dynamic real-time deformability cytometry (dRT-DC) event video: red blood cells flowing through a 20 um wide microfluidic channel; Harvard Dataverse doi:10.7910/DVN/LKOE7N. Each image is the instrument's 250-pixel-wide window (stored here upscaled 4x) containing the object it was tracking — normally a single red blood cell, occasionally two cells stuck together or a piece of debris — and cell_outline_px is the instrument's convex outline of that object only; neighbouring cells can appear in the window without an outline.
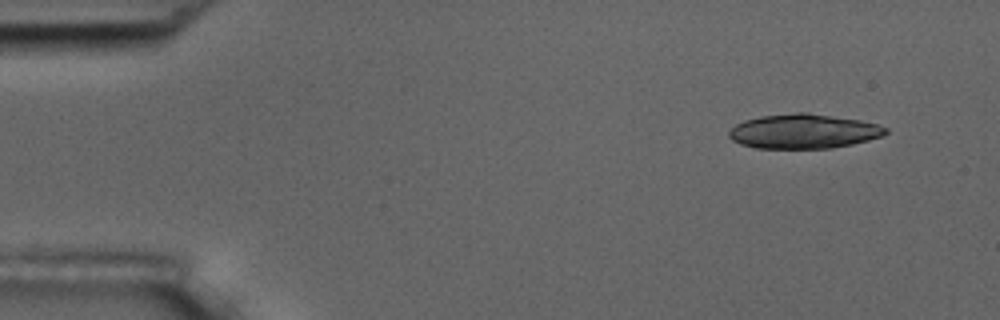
{"species": "common noctule bat (a hibernating species)", "species_latin": "Nyctalus noctula", "temperature_condition": "room temperature", "stored_images_in_passage": 5, "camera_frame_rate_fps": 3000, "um_per_image_px": 0.085, "animal": {"sex": "male", "body_mass_g": 17.5, "forearm_length_mm": 52.3}, "frame": {"image": 1, "passage_image": 1, "time_ms": 0.0, "image_size_px": [1000, 320], "cell_outline_px": [[888, 132], [880, 136], [868, 140], [852, 144], [832, 148], [756, 148], [740, 144], [732, 140], [728, 136], [728, 132], [736, 124], [744, 120], [760, 116], [796, 112], [808, 112], [860, 120], [876, 124], [888, 128]], "centroid_in_image_um": [68.28, 11.15], "position_along_channel_um": 16.7, "area_um2": 31.5}}
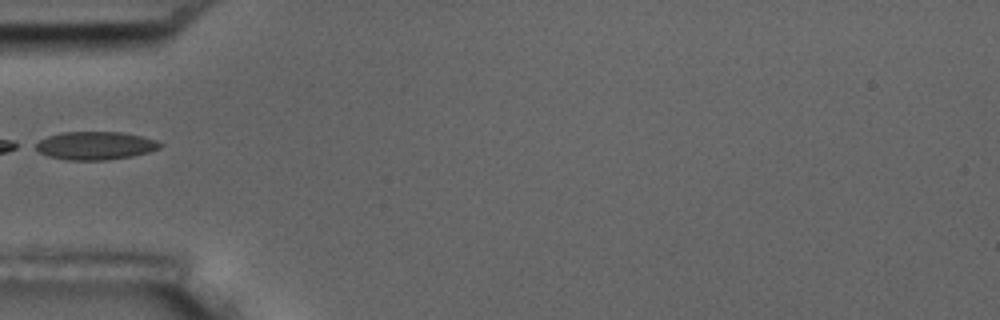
{"frame": {"image": 2, "passage_image": 5, "time_ms": 1.333, "image_size_px": [1000, 320], "cell_outline_px": [[164, 144], [160, 148], [148, 152], [132, 156], [104, 160], [68, 160], [48, 156], [32, 148], [32, 144], [48, 136], [60, 132], [120, 132], [140, 136], [156, 140]], "centroid_in_image_um": [8.06, 12.38], "position_along_channel_um": 76.9, "area_um2": 20.46}}